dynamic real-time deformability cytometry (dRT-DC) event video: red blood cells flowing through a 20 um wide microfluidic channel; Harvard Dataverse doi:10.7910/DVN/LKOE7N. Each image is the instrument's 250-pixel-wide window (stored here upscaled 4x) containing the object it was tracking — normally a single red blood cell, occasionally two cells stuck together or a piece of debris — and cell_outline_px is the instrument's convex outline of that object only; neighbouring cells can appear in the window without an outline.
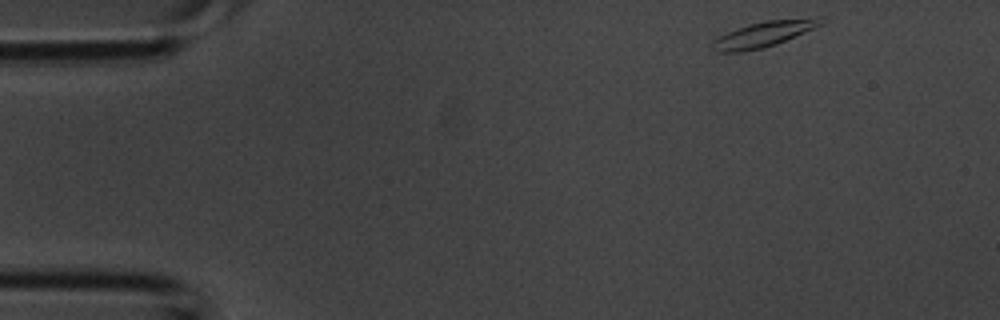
{"species": "common noctule bat (a hibernating species)", "species_latin": "Nyctalus noctula", "temperature_condition": "room temperature", "stored_images_in_passage": 4, "camera_frame_rate_fps": 3000, "um_per_image_px": 0.085, "animal": {"sex": "male", "body_mass_g": 20.1, "forearm_length_mm": 53.5}, "frame": {"image": 1, "passage_image": 1, "time_ms": 0.0, "image_size_px": [1000, 320], "cell_outline_px": [[824, 24], [776, 44], [744, 52], [716, 52], [708, 48], [712, 40], [736, 28], [748, 24], [764, 20], [816, 16], [820, 16]], "centroid_in_image_um": [64.9, 2.89], "position_along_channel_um": 20.1, "area_um2": 16.53}}